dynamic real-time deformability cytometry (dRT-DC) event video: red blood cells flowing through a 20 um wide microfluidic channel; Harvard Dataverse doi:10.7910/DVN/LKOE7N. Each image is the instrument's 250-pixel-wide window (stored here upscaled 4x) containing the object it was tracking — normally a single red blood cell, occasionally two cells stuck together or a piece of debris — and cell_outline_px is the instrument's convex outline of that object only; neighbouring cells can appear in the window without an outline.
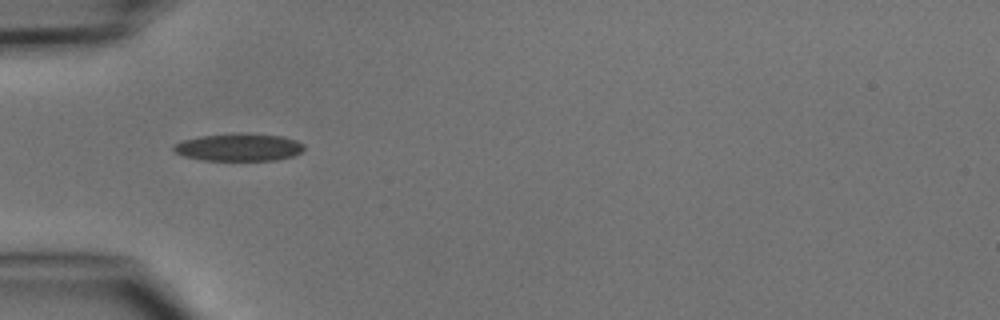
{"species": "common noctule bat (a hibernating species)", "species_latin": "Nyctalus noctula", "temperature_condition": "cold", "stored_images_in_passage": 6, "camera_frame_rate_fps": 3000, "um_per_image_px": 0.085, "animal": {"sex": "male", "body_mass_g": 15.6}, "frame": {"image": 1, "passage_image": 5, "time_ms": 4.667, "image_size_px": [1000, 320], "cell_outline_px": [[304, 148], [300, 152], [292, 156], [276, 160], [204, 160], [184, 156], [176, 152], [172, 148], [172, 144], [184, 140], [200, 136], [236, 132], [280, 136], [296, 140], [304, 144]], "centroid_in_image_um": [20.28, 12.5], "position_along_channel_um": 64.7, "area_um2": 20.92}}